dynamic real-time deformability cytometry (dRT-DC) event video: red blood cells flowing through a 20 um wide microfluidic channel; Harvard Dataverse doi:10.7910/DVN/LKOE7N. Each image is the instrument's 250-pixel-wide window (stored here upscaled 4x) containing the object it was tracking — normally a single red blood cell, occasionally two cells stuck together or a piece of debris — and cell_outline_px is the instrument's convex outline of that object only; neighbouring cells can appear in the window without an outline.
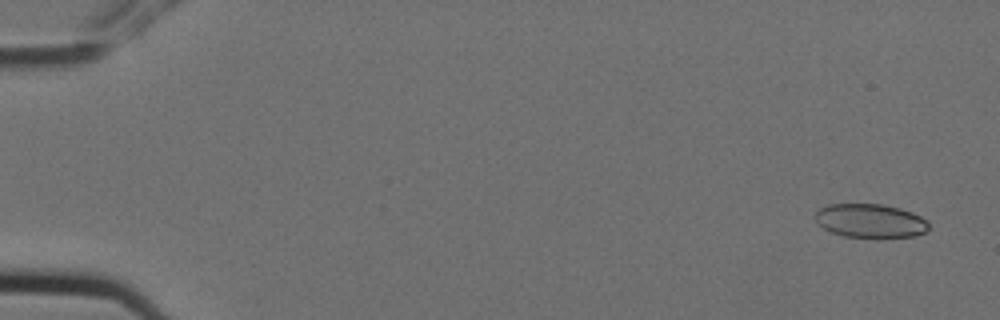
{"species": "Egyptian fruit bat (a non-hibernating species)", "species_latin": "Rousettus aegyptiacus", "temperature_condition": "cold", "stored_images_in_passage": 5, "camera_frame_rate_fps": 3000, "um_per_image_px": 0.085, "animal": {"sex": "female"}, "frame": {"image": 1, "passage_image": 1, "time_ms": 0.0, "image_size_px": [1000, 320], "cell_outline_px": [[928, 228], [924, 232], [916, 236], [844, 236], [832, 232], [824, 228], [816, 220], [816, 212], [820, 208], [828, 204], [880, 204], [900, 208], [912, 212], [920, 216], [928, 224]], "centroid_in_image_um": [73.96, 18.74], "position_along_channel_um": 11.0, "area_um2": 21.79}}
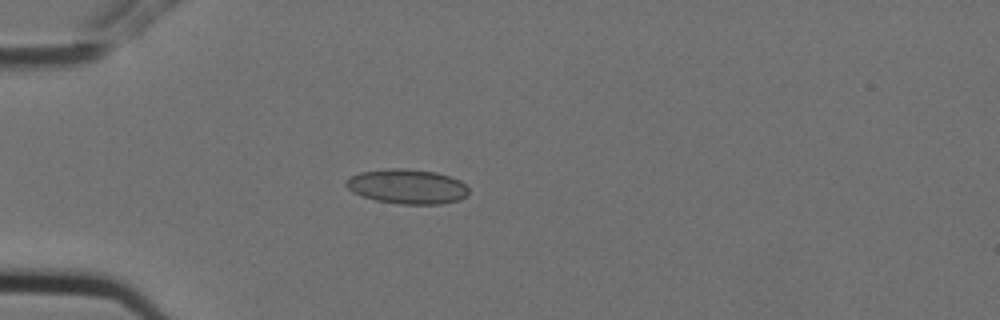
{"frame": {"image": 2, "passage_image": 5, "time_ms": 1.333, "image_size_px": [1000, 320], "cell_outline_px": [[468, 196], [460, 200], [440, 204], [400, 204], [376, 200], [352, 192], [344, 184], [344, 180], [348, 176], [360, 172], [388, 168], [404, 168], [436, 172], [460, 180], [468, 188]], "centroid_in_image_um": [34.59, 15.84], "position_along_channel_um": 50.4, "area_um2": 24.97}}